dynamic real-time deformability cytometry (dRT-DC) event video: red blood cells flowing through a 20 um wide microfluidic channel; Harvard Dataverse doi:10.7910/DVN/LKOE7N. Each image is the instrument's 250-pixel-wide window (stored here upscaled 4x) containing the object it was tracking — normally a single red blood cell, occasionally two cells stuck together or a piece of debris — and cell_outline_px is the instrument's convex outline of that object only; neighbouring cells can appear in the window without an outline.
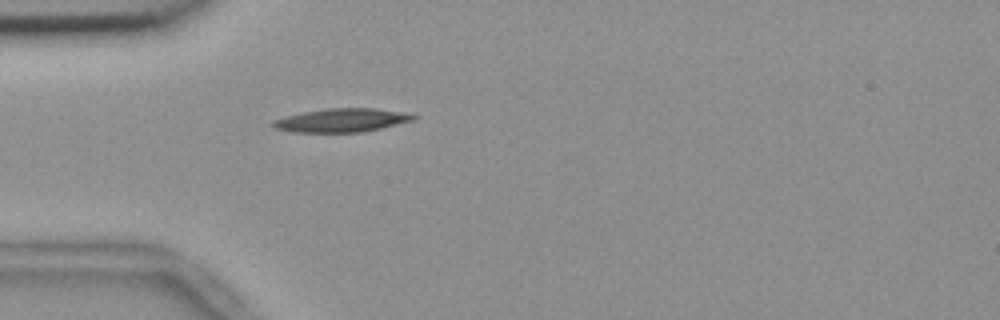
{"species": "common noctule bat (a hibernating species)", "species_latin": "Nyctalus noctula", "temperature_condition": "room temperature", "stored_images_in_passage": 40, "camera_frame_rate_fps": 3000, "um_per_image_px": 0.085, "animal": {"sex": "female", "body_mass_g": 18.4}, "frame": {"image": 1, "passage_image": 1, "time_ms": 0.0, "image_size_px": [1000, 320], "cell_outline_px": [[420, 116], [416, 120], [380, 128], [360, 132], [292, 132], [276, 128], [268, 124], [272, 120], [284, 116], [324, 108], [372, 108], [400, 112]], "centroid_in_image_um": [29.01, 10.22], "position_along_channel_um": 56.0, "area_um2": 19.31}}
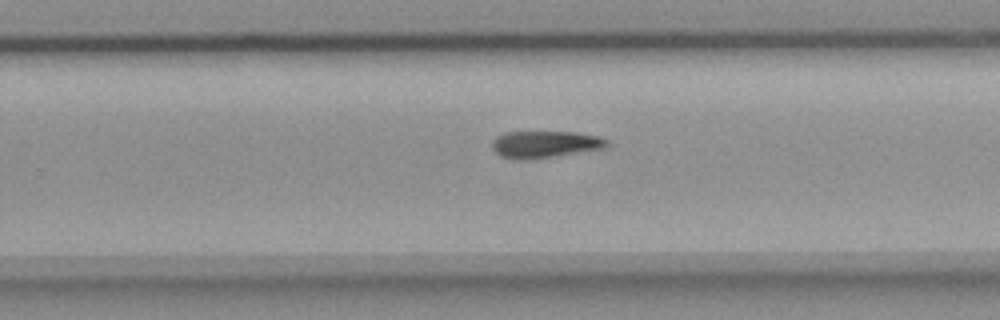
{"frame": {"image": 2, "passage_image": 20, "time_ms": 6.333, "image_size_px": [1000, 320], "cell_outline_px": [[608, 144], [604, 148], [556, 156], [500, 156], [492, 148], [492, 140], [496, 136], [504, 132], [576, 132], [596, 136], [608, 140]], "centroid_in_image_um": [46.36, 12.21], "position_along_channel_um": 283.4, "area_um2": 17.11}}
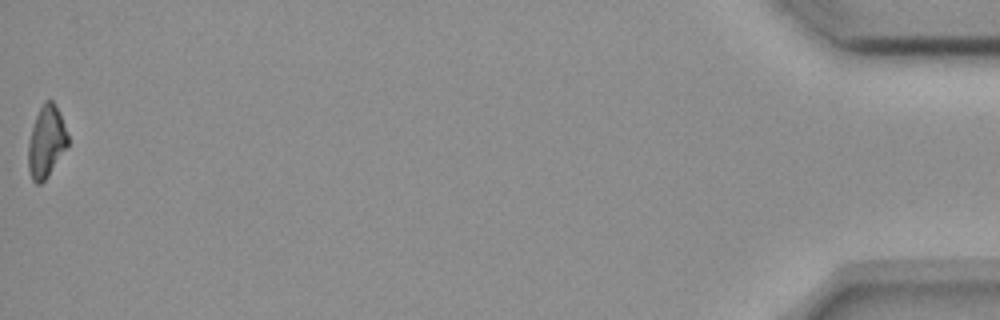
{"frame": {"image": 3, "passage_image": 40, "time_ms": 13.0, "image_size_px": [1000, 320], "cell_outline_px": [[68, 144], [48, 176], [40, 184], [36, 184], [32, 180], [28, 168], [28, 140], [36, 116], [44, 100], [52, 100], [60, 112], [68, 136]], "centroid_in_image_um": [3.92, 12.04], "position_along_channel_um": 431.3, "area_um2": 16.42}, "authors_computed_cell_mechanics": {"area_um2": 18.207, "velocity_mm_per_s": 3.6898, "shape_relaxation_time_tau1_ms": 7.8134, "shape_relaxation_time_tau2_ms": null, "deformation_change_tau1": 0.2074, "deformation_change_tau2": null}}